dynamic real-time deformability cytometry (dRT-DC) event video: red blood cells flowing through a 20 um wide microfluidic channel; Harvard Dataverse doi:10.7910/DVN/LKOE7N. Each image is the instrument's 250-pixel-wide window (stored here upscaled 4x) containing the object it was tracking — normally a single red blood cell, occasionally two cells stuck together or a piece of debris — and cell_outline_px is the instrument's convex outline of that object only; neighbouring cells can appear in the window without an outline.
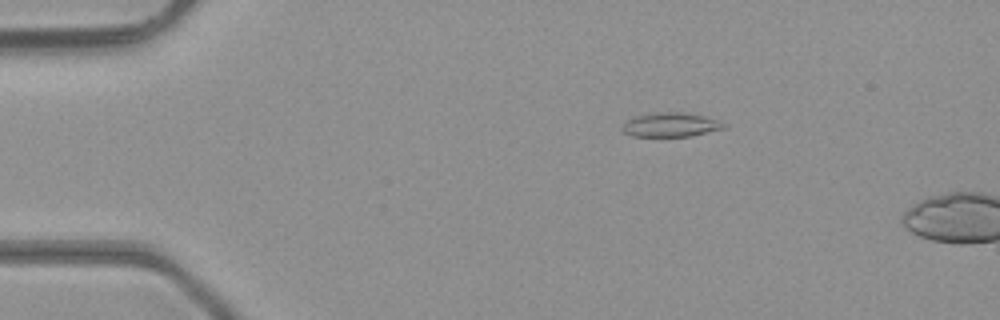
{"species": "common noctule bat (a hibernating species)", "species_latin": "Nyctalus noctula", "temperature_condition": "room temperature", "stored_images_in_passage": 12, "camera_frame_rate_fps": 3000, "um_per_image_px": 0.085, "animal": {"sex": "male", "body_mass_g": 23.1, "forearm_length_mm": 52.7}, "frame": {"image": 1, "passage_image": 9, "time_ms": 2.667, "image_size_px": [1000, 320], "cell_outline_px": [[724, 128], [688, 136], [632, 136], [624, 132], [620, 128], [628, 120], [636, 116], [656, 112], [680, 112], [704, 116], [716, 120], [724, 124]], "centroid_in_image_um": [56.95, 10.6], "position_along_channel_um": 28.1, "area_um2": 13.93}}